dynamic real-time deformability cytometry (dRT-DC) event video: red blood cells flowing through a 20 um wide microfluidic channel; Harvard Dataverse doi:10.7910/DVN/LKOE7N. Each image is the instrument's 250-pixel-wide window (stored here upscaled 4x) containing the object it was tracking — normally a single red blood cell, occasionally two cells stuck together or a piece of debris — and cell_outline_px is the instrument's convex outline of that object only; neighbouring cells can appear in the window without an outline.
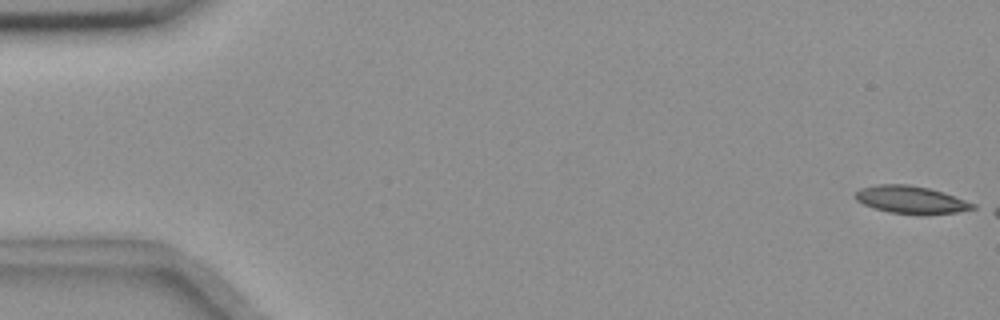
{"species": "common noctule bat (a hibernating species)", "species_latin": "Nyctalus noctula", "temperature_condition": "room temperature", "stored_images_in_passage": 17, "camera_frame_rate_fps": 3000, "um_per_image_px": 0.085, "animal": {"sex": "female", "body_mass_g": 18.4}, "frame": {"image": 1, "passage_image": 1, "time_ms": 0.0, "image_size_px": [1000, 320], "cell_outline_px": [[976, 208], [956, 212], [924, 216], [920, 216], [888, 212], [864, 204], [856, 200], [856, 192], [860, 188], [876, 184], [908, 184], [928, 188], [944, 192], [976, 204]], "centroid_in_image_um": [77.46, 16.99], "position_along_channel_um": 7.5, "area_um2": 19.13}}
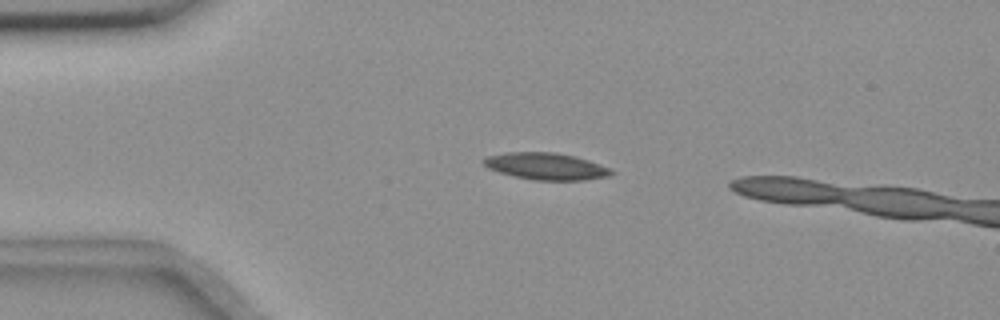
{"frame": {"image": 2, "passage_image": 13, "time_ms": 4.0, "image_size_px": [1000, 320], "cell_outline_px": [[616, 172], [608, 176], [584, 180], [532, 180], [500, 172], [488, 168], [480, 160], [488, 156], [508, 152], [556, 152], [588, 160], [600, 164]], "centroid_in_image_um": [46.4, 14.13], "position_along_channel_um": 38.6, "area_um2": 19.83}}